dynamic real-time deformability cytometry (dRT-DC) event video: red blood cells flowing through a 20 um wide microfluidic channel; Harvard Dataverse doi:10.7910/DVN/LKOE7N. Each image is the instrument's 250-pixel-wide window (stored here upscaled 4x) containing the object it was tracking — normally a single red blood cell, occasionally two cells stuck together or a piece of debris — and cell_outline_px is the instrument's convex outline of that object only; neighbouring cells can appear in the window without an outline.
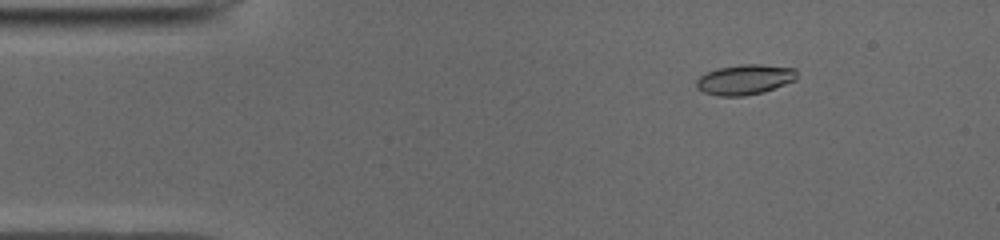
{"species": "common noctule bat (a hibernating species)", "species_latin": "Nyctalus noctula", "temperature_condition": "cold", "stored_images_in_passage": 51, "camera_frame_rate_fps": 3000, "um_per_image_px": 0.085, "animal": {"sex": "male", "body_mass_g": 19.0, "forearm_length_mm": 50.8}, "frame": {"image": 1, "passage_image": 7, "time_ms": 2.0, "image_size_px": [1000, 240], "cell_outline_px": [[796, 80], [760, 92], [744, 96], [720, 96], [704, 92], [696, 88], [696, 80], [700, 76], [716, 68], [740, 64], [760, 64], [796, 68]], "centroid_in_image_um": [63.28, 6.75], "position_along_channel_um": 21.7, "area_um2": 17.51}}
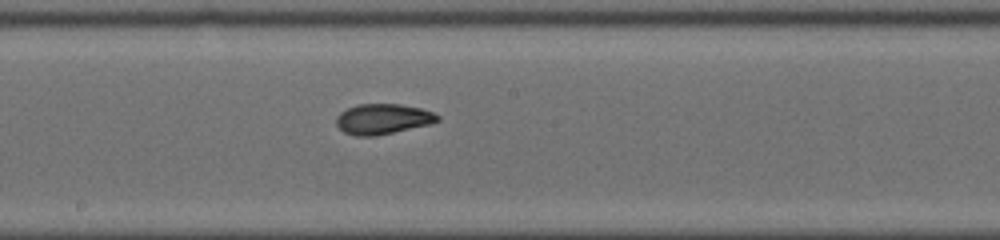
{"frame": {"image": 2, "passage_image": 27, "time_ms": 8.667, "image_size_px": [1000, 240], "cell_outline_px": [[440, 120], [432, 124], [372, 136], [356, 136], [344, 132], [336, 124], [336, 116], [340, 112], [356, 104], [400, 104], [420, 108], [432, 112], [440, 116]], "centroid_in_image_um": [32.54, 10.11], "position_along_channel_um": 215.7, "area_um2": 17.86}}
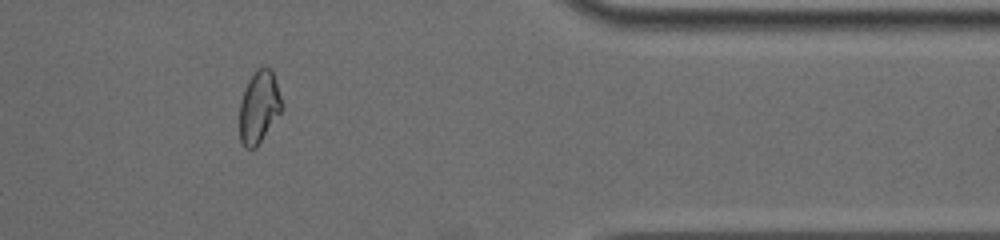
{"frame": {"image": 3, "passage_image": 42, "time_ms": 13.667, "image_size_px": [1000, 240], "cell_outline_px": [[284, 104], [280, 112], [256, 148], [244, 148], [240, 140], [240, 104], [244, 88], [248, 80], [264, 64], [272, 72]], "centroid_in_image_um": [22.01, 9.11], "position_along_channel_um": 389.4, "area_um2": 17.57}, "authors_computed_cell_mechanics": {"area_um2": 17.629, "velocity_mm_per_s": 3.9543, "shape_relaxation_time_tau1_ms": 10.1927, "shape_relaxation_time_tau2_ms": 2.1616, "deformation_change_tau1": 0.2453, "deformation_change_tau2": 0.0751}}